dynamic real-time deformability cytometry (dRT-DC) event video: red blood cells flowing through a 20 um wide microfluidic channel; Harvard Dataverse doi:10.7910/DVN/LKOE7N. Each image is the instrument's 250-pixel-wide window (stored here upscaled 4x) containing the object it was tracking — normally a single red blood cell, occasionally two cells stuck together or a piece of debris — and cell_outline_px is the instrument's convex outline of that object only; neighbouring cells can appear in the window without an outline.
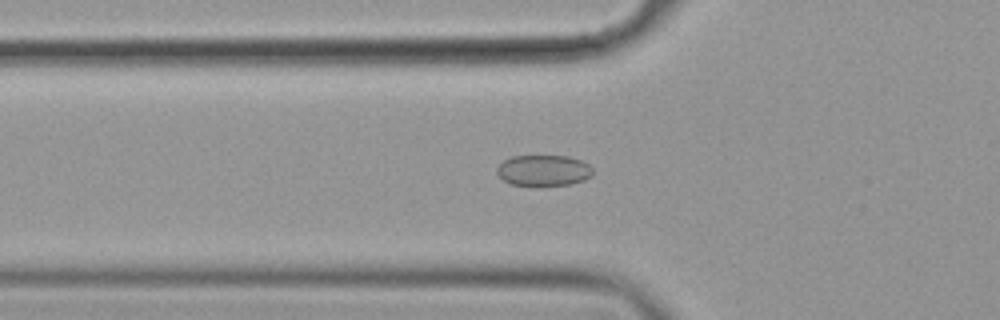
{"species": "common noctule bat (a hibernating species)", "species_latin": "Nyctalus noctula", "temperature_condition": "cold", "stored_images_in_passage": 57, "camera_frame_rate_fps": 3000, "um_per_image_px": 0.085, "animal": {"sex": "female", "body_mass_g": 19.9}, "frame": {"image": 1, "passage_image": 20, "time_ms": 6.333, "image_size_px": [1000, 320], "cell_outline_px": [[592, 176], [584, 180], [568, 184], [512, 184], [504, 180], [496, 172], [496, 168], [504, 160], [512, 156], [568, 156], [580, 160], [588, 164], [592, 168]], "centroid_in_image_um": [46.21, 14.46], "position_along_channel_um": 79.6, "area_um2": 16.88}}
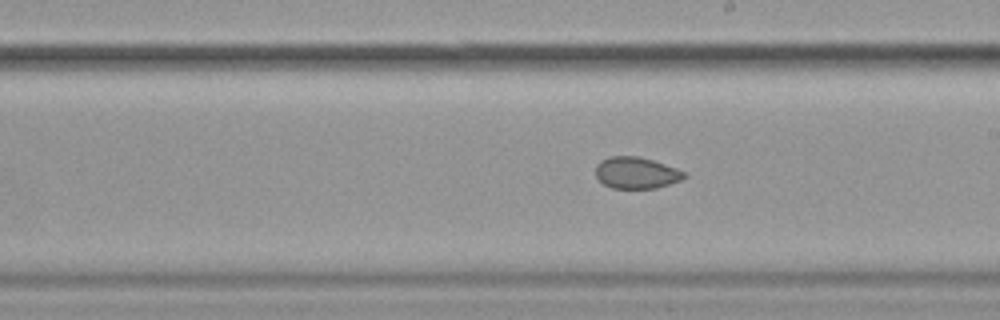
{"frame": {"image": 2, "passage_image": 33, "time_ms": 10.667, "image_size_px": [1000, 320], "cell_outline_px": [[688, 176], [680, 180], [656, 188], [612, 188], [604, 184], [596, 176], [596, 164], [600, 160], [608, 156], [640, 156], [688, 172]], "centroid_in_image_um": [54.09, 14.68], "position_along_channel_um": 234.9, "area_um2": 16.36}}
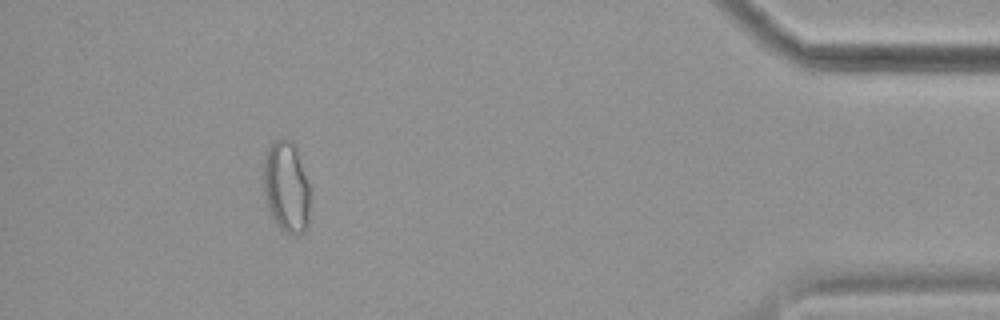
{"frame": {"image": 3, "passage_image": 52, "time_ms": 17.0, "image_size_px": [1000, 320], "cell_outline_px": [[308, 224], [304, 232], [292, 236], [284, 232], [272, 220], [268, 212], [264, 192], [264, 160], [268, 148], [276, 140], [284, 136], [292, 140], [296, 144], [308, 184]], "centroid_in_image_um": [24.32, 15.9], "position_along_channel_um": 410.9, "area_um2": 25.03}, "authors_computed_cell_mechanics": {"area_um2": 19.3052, "velocity_mm_per_s": 3.5768, "shape_relaxation_time_tau1_ms": null, "shape_relaxation_time_tau2_ms": 1.1804, "deformation_change_tau1": null, "deformation_change_tau2": 0.0449}}